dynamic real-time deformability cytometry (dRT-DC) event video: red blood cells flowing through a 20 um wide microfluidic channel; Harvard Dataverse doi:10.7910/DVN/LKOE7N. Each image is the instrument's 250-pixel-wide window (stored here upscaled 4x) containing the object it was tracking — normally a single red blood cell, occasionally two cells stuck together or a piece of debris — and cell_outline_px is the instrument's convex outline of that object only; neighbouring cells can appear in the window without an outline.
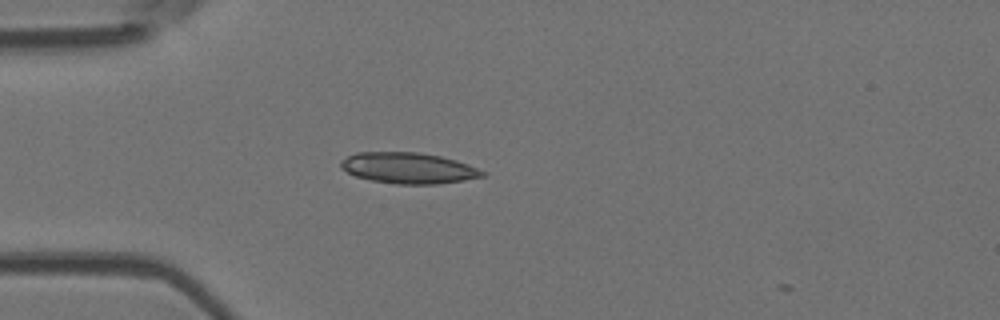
{"species": "Egyptian fruit bat (a non-hibernating species)", "species_latin": "Rousettus aegyptiacus", "temperature_condition": "room temperature", "stored_images_in_passage": 2, "camera_frame_rate_fps": 3000, "um_per_image_px": 0.085, "animal": {"sex": "female"}, "frame": {"image": 1, "passage_image": 1, "time_ms": 0.0, "image_size_px": [1000, 320], "cell_outline_px": [[488, 172], [484, 176], [464, 180], [436, 184], [396, 184], [372, 180], [356, 176], [340, 168], [340, 160], [356, 152], [420, 152], [440, 156], [456, 160], [468, 164]], "centroid_in_image_um": [34.72, 14.28], "position_along_channel_um": 50.3, "area_um2": 25.61}}